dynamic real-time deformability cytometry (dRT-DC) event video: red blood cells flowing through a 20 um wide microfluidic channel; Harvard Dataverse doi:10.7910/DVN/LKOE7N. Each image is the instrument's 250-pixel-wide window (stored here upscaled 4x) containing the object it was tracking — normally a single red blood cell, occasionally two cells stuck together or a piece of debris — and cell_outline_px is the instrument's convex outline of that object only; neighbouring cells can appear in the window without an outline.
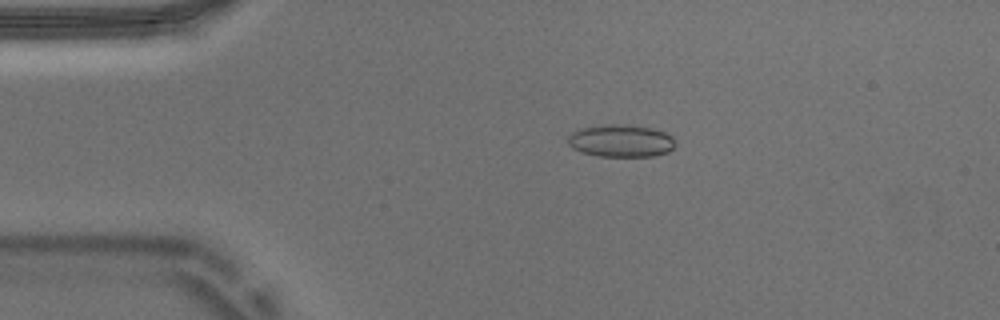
{"species": "Egyptian fruit bat (a non-hibernating species)", "species_latin": "Rousettus aegyptiacus", "temperature_condition": "warm", "stored_images_in_passage": 53, "camera_frame_rate_fps": 3000, "um_per_image_px": 0.085, "animal": {"sex": "male"}, "frame": {"image": 1, "passage_image": 10, "time_ms": 3.0, "image_size_px": [1000, 320], "cell_outline_px": [[672, 148], [668, 152], [652, 156], [600, 156], [580, 152], [572, 148], [568, 144], [568, 136], [572, 132], [580, 128], [604, 124], [628, 124], [652, 128], [664, 132], [672, 136]], "centroid_in_image_um": [52.72, 11.96], "position_along_channel_um": 32.3, "area_um2": 20.29}}
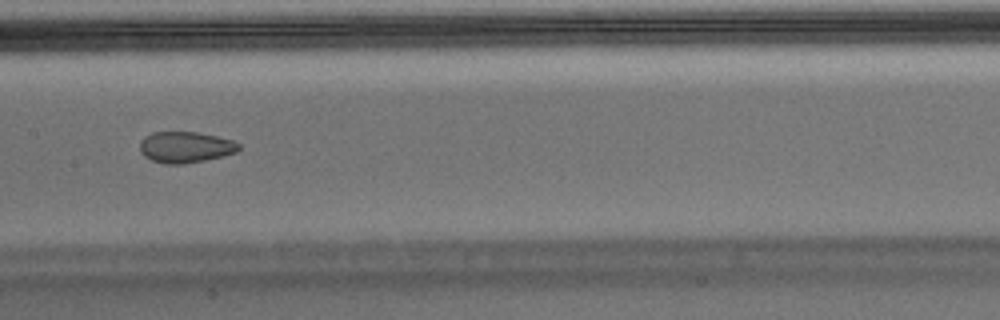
{"frame": {"image": 2, "passage_image": 26, "time_ms": 8.333, "image_size_px": [1000, 320], "cell_outline_px": [[240, 148], [236, 152], [204, 160], [184, 164], [164, 164], [152, 160], [144, 156], [140, 152], [140, 140], [144, 136], [152, 132], [196, 132], [216, 136], [232, 140], [240, 144]], "centroid_in_image_um": [15.72, 12.5], "position_along_channel_um": 191.7, "area_um2": 17.92}}
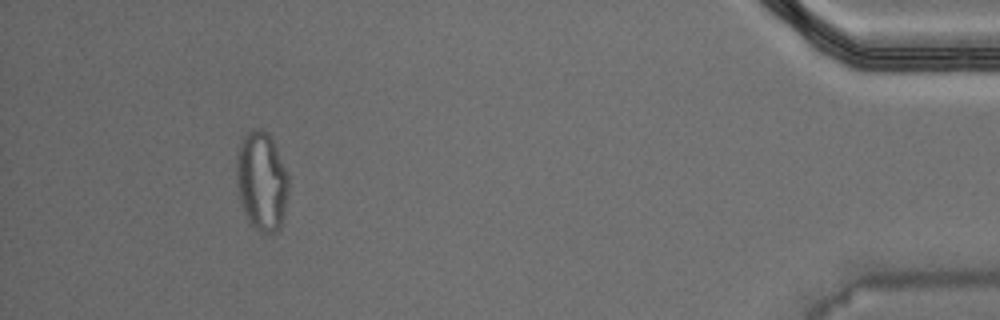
{"frame": {"image": 3, "passage_image": 49, "time_ms": 16.0, "image_size_px": [1000, 320], "cell_outline_px": [[288, 192], [284, 216], [280, 228], [276, 232], [264, 232], [256, 228], [248, 220], [240, 204], [236, 184], [236, 156], [240, 144], [244, 136], [252, 128], [260, 128], [272, 140], [276, 148], [288, 176]], "centroid_in_image_um": [22.22, 15.42], "position_along_channel_um": 413.0, "area_um2": 29.94}, "authors_computed_cell_mechanics": {"area_um2": 20.2878, "velocity_mm_per_s": 3.7317, "shape_relaxation_time_tau1_ms": null, "shape_relaxation_time_tau2_ms": 1.7756, "deformation_change_tau1": null, "deformation_change_tau2": 0.0685}}